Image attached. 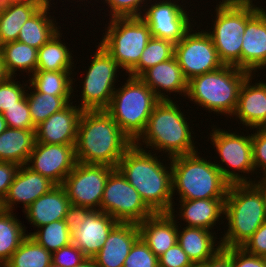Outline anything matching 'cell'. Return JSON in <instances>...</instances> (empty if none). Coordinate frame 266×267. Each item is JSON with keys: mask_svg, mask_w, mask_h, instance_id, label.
I'll return each mask as SVG.
<instances>
[{"mask_svg": "<svg viewBox=\"0 0 266 267\" xmlns=\"http://www.w3.org/2000/svg\"><path fill=\"white\" fill-rule=\"evenodd\" d=\"M133 143L117 165V169L138 191L154 213H169L174 206L171 161L160 162L159 156ZM168 166V167H167Z\"/></svg>", "mask_w": 266, "mask_h": 267, "instance_id": "6da1fadb", "label": "cell"}, {"mask_svg": "<svg viewBox=\"0 0 266 267\" xmlns=\"http://www.w3.org/2000/svg\"><path fill=\"white\" fill-rule=\"evenodd\" d=\"M132 144L105 110H83L75 145L77 162L116 168Z\"/></svg>", "mask_w": 266, "mask_h": 267, "instance_id": "7a4b0ae2", "label": "cell"}, {"mask_svg": "<svg viewBox=\"0 0 266 267\" xmlns=\"http://www.w3.org/2000/svg\"><path fill=\"white\" fill-rule=\"evenodd\" d=\"M228 229L219 240L225 248L242 247L266 221L265 180L230 184L224 204Z\"/></svg>", "mask_w": 266, "mask_h": 267, "instance_id": "3957f363", "label": "cell"}, {"mask_svg": "<svg viewBox=\"0 0 266 267\" xmlns=\"http://www.w3.org/2000/svg\"><path fill=\"white\" fill-rule=\"evenodd\" d=\"M175 103L173 100H161L155 106L144 132L134 142L138 147L146 145L143 149L163 151L167 158L197 152L186 115Z\"/></svg>", "mask_w": 266, "mask_h": 267, "instance_id": "277c9868", "label": "cell"}, {"mask_svg": "<svg viewBox=\"0 0 266 267\" xmlns=\"http://www.w3.org/2000/svg\"><path fill=\"white\" fill-rule=\"evenodd\" d=\"M192 154L176 156L171 161L172 194L180 200L226 198L229 183L212 161Z\"/></svg>", "mask_w": 266, "mask_h": 267, "instance_id": "5b68a950", "label": "cell"}, {"mask_svg": "<svg viewBox=\"0 0 266 267\" xmlns=\"http://www.w3.org/2000/svg\"><path fill=\"white\" fill-rule=\"evenodd\" d=\"M249 74L235 66L223 65L190 79L186 97L208 112L232 117L241 85Z\"/></svg>", "mask_w": 266, "mask_h": 267, "instance_id": "8992f818", "label": "cell"}, {"mask_svg": "<svg viewBox=\"0 0 266 267\" xmlns=\"http://www.w3.org/2000/svg\"><path fill=\"white\" fill-rule=\"evenodd\" d=\"M160 101L139 77L128 76L124 85L114 91L105 111L134 143L144 132L153 109Z\"/></svg>", "mask_w": 266, "mask_h": 267, "instance_id": "52a82bcc", "label": "cell"}, {"mask_svg": "<svg viewBox=\"0 0 266 267\" xmlns=\"http://www.w3.org/2000/svg\"><path fill=\"white\" fill-rule=\"evenodd\" d=\"M99 44L129 73L138 63L142 52L150 40L149 26L141 17L109 18Z\"/></svg>", "mask_w": 266, "mask_h": 267, "instance_id": "ba28073f", "label": "cell"}, {"mask_svg": "<svg viewBox=\"0 0 266 267\" xmlns=\"http://www.w3.org/2000/svg\"><path fill=\"white\" fill-rule=\"evenodd\" d=\"M216 5L213 31H207L224 65L241 69V49L246 28V0H222Z\"/></svg>", "mask_w": 266, "mask_h": 267, "instance_id": "9c48e42d", "label": "cell"}, {"mask_svg": "<svg viewBox=\"0 0 266 267\" xmlns=\"http://www.w3.org/2000/svg\"><path fill=\"white\" fill-rule=\"evenodd\" d=\"M214 127L210 132L209 138L213 148H216V153L221 159V164L214 161L215 165L221 171L222 176L229 184H241V183H256L255 178L252 180L250 177H246L250 173H256L253 165L252 155V133L236 134L235 132L225 131V129H217ZM217 163V164H216ZM224 165L226 166H222ZM227 167V169H226ZM230 168V169H229ZM231 169H234L231 171ZM238 171V172H236ZM255 171V172H254ZM243 173V174H240ZM242 175V176H241ZM249 179V180H248Z\"/></svg>", "mask_w": 266, "mask_h": 267, "instance_id": "30bf717a", "label": "cell"}, {"mask_svg": "<svg viewBox=\"0 0 266 267\" xmlns=\"http://www.w3.org/2000/svg\"><path fill=\"white\" fill-rule=\"evenodd\" d=\"M100 210L118 223L139 224L154 214L117 168L106 181Z\"/></svg>", "mask_w": 266, "mask_h": 267, "instance_id": "8fae6325", "label": "cell"}, {"mask_svg": "<svg viewBox=\"0 0 266 267\" xmlns=\"http://www.w3.org/2000/svg\"><path fill=\"white\" fill-rule=\"evenodd\" d=\"M91 58L84 81L81 82L82 99L78 106L82 110H105L116 90L117 72L121 68L100 44Z\"/></svg>", "mask_w": 266, "mask_h": 267, "instance_id": "7c38bea8", "label": "cell"}, {"mask_svg": "<svg viewBox=\"0 0 266 267\" xmlns=\"http://www.w3.org/2000/svg\"><path fill=\"white\" fill-rule=\"evenodd\" d=\"M115 168L77 162L61 186L74 211L100 210L106 181Z\"/></svg>", "mask_w": 266, "mask_h": 267, "instance_id": "4fadbf2b", "label": "cell"}, {"mask_svg": "<svg viewBox=\"0 0 266 267\" xmlns=\"http://www.w3.org/2000/svg\"><path fill=\"white\" fill-rule=\"evenodd\" d=\"M200 30L197 32L192 27L175 44L174 56L188 81L195 76L214 71L224 65L218 57L209 34L204 29Z\"/></svg>", "mask_w": 266, "mask_h": 267, "instance_id": "5bb4252c", "label": "cell"}, {"mask_svg": "<svg viewBox=\"0 0 266 267\" xmlns=\"http://www.w3.org/2000/svg\"><path fill=\"white\" fill-rule=\"evenodd\" d=\"M159 1H153V4L150 1L151 6L146 5L141 18L149 26L151 36L176 44L194 27L192 19L184 10L186 6L179 4L178 0Z\"/></svg>", "mask_w": 266, "mask_h": 267, "instance_id": "9a60e30c", "label": "cell"}, {"mask_svg": "<svg viewBox=\"0 0 266 267\" xmlns=\"http://www.w3.org/2000/svg\"><path fill=\"white\" fill-rule=\"evenodd\" d=\"M71 224V242L87 258H93L118 222L101 210H77L74 211Z\"/></svg>", "mask_w": 266, "mask_h": 267, "instance_id": "2e32d148", "label": "cell"}, {"mask_svg": "<svg viewBox=\"0 0 266 267\" xmlns=\"http://www.w3.org/2000/svg\"><path fill=\"white\" fill-rule=\"evenodd\" d=\"M266 68V10L246 0V28L241 49V69L253 74Z\"/></svg>", "mask_w": 266, "mask_h": 267, "instance_id": "e0dca14e", "label": "cell"}, {"mask_svg": "<svg viewBox=\"0 0 266 267\" xmlns=\"http://www.w3.org/2000/svg\"><path fill=\"white\" fill-rule=\"evenodd\" d=\"M76 163L75 145L36 142L26 166L61 185Z\"/></svg>", "mask_w": 266, "mask_h": 267, "instance_id": "ac0fdd59", "label": "cell"}, {"mask_svg": "<svg viewBox=\"0 0 266 267\" xmlns=\"http://www.w3.org/2000/svg\"><path fill=\"white\" fill-rule=\"evenodd\" d=\"M72 103L36 126V142L76 145L78 123L83 110Z\"/></svg>", "mask_w": 266, "mask_h": 267, "instance_id": "d6986e66", "label": "cell"}, {"mask_svg": "<svg viewBox=\"0 0 266 267\" xmlns=\"http://www.w3.org/2000/svg\"><path fill=\"white\" fill-rule=\"evenodd\" d=\"M256 75L249 74L241 85L235 112L236 120L239 118L242 126L249 129L266 127V82L252 83ZM251 82V83H250ZM252 84V85H251Z\"/></svg>", "mask_w": 266, "mask_h": 267, "instance_id": "ffe728a7", "label": "cell"}, {"mask_svg": "<svg viewBox=\"0 0 266 267\" xmlns=\"http://www.w3.org/2000/svg\"><path fill=\"white\" fill-rule=\"evenodd\" d=\"M54 186L56 185L52 181L32 171L26 165L19 166L8 193L2 201L3 210L13 212L14 205L19 202L23 203V210H25Z\"/></svg>", "mask_w": 266, "mask_h": 267, "instance_id": "44dd1931", "label": "cell"}, {"mask_svg": "<svg viewBox=\"0 0 266 267\" xmlns=\"http://www.w3.org/2000/svg\"><path fill=\"white\" fill-rule=\"evenodd\" d=\"M26 219L36 228L53 221L72 219L74 210L61 185L54 186L23 211Z\"/></svg>", "mask_w": 266, "mask_h": 267, "instance_id": "7402d4cb", "label": "cell"}, {"mask_svg": "<svg viewBox=\"0 0 266 267\" xmlns=\"http://www.w3.org/2000/svg\"><path fill=\"white\" fill-rule=\"evenodd\" d=\"M140 237L138 224L118 223L93 257L97 267H123L131 247Z\"/></svg>", "mask_w": 266, "mask_h": 267, "instance_id": "603a6c76", "label": "cell"}, {"mask_svg": "<svg viewBox=\"0 0 266 267\" xmlns=\"http://www.w3.org/2000/svg\"><path fill=\"white\" fill-rule=\"evenodd\" d=\"M139 78L150 87L160 100H172L166 95V93L171 95L172 92L186 96L188 80L175 56L149 68Z\"/></svg>", "mask_w": 266, "mask_h": 267, "instance_id": "cb8c5ba5", "label": "cell"}, {"mask_svg": "<svg viewBox=\"0 0 266 267\" xmlns=\"http://www.w3.org/2000/svg\"><path fill=\"white\" fill-rule=\"evenodd\" d=\"M176 221L170 213H154L138 224L140 237L157 257L177 243Z\"/></svg>", "mask_w": 266, "mask_h": 267, "instance_id": "d4e9b609", "label": "cell"}, {"mask_svg": "<svg viewBox=\"0 0 266 267\" xmlns=\"http://www.w3.org/2000/svg\"><path fill=\"white\" fill-rule=\"evenodd\" d=\"M225 199L179 200V212L175 211L173 206L169 213L173 218H181L186 222L187 227H197L212 231V229H215L213 226L218 223L219 219L222 220L224 218ZM175 212L178 213L179 217H176L177 214H174Z\"/></svg>", "mask_w": 266, "mask_h": 267, "instance_id": "484cf974", "label": "cell"}, {"mask_svg": "<svg viewBox=\"0 0 266 267\" xmlns=\"http://www.w3.org/2000/svg\"><path fill=\"white\" fill-rule=\"evenodd\" d=\"M179 225L177 242L193 264L204 263L222 247L221 242L216 240L219 239L214 235L216 232L187 226L182 228L181 231Z\"/></svg>", "mask_w": 266, "mask_h": 267, "instance_id": "4316f807", "label": "cell"}, {"mask_svg": "<svg viewBox=\"0 0 266 267\" xmlns=\"http://www.w3.org/2000/svg\"><path fill=\"white\" fill-rule=\"evenodd\" d=\"M35 143V130L7 127L0 134V161L26 165Z\"/></svg>", "mask_w": 266, "mask_h": 267, "instance_id": "83f0119b", "label": "cell"}, {"mask_svg": "<svg viewBox=\"0 0 266 267\" xmlns=\"http://www.w3.org/2000/svg\"><path fill=\"white\" fill-rule=\"evenodd\" d=\"M47 2H11L0 7V44L17 41L23 24Z\"/></svg>", "mask_w": 266, "mask_h": 267, "instance_id": "f1b7e54d", "label": "cell"}, {"mask_svg": "<svg viewBox=\"0 0 266 267\" xmlns=\"http://www.w3.org/2000/svg\"><path fill=\"white\" fill-rule=\"evenodd\" d=\"M50 5V1L44 4L23 24L18 41L39 49L59 31L61 26L58 28L54 16L49 15Z\"/></svg>", "mask_w": 266, "mask_h": 267, "instance_id": "f546056e", "label": "cell"}, {"mask_svg": "<svg viewBox=\"0 0 266 267\" xmlns=\"http://www.w3.org/2000/svg\"><path fill=\"white\" fill-rule=\"evenodd\" d=\"M59 30L47 43L38 49L36 70L42 71H74V59L66 43L62 42ZM74 67V68H73Z\"/></svg>", "mask_w": 266, "mask_h": 267, "instance_id": "4dcf8cb0", "label": "cell"}, {"mask_svg": "<svg viewBox=\"0 0 266 267\" xmlns=\"http://www.w3.org/2000/svg\"><path fill=\"white\" fill-rule=\"evenodd\" d=\"M2 60L8 76L14 77L15 72H26L30 76L37 68L38 49L20 41H12L1 45Z\"/></svg>", "mask_w": 266, "mask_h": 267, "instance_id": "1f68e13d", "label": "cell"}, {"mask_svg": "<svg viewBox=\"0 0 266 267\" xmlns=\"http://www.w3.org/2000/svg\"><path fill=\"white\" fill-rule=\"evenodd\" d=\"M14 211L0 212V266L3 267L28 236L25 226L17 219Z\"/></svg>", "mask_w": 266, "mask_h": 267, "instance_id": "d6a6232c", "label": "cell"}, {"mask_svg": "<svg viewBox=\"0 0 266 267\" xmlns=\"http://www.w3.org/2000/svg\"><path fill=\"white\" fill-rule=\"evenodd\" d=\"M72 74H74L72 71L36 70L27 81L35 91L40 93L53 96H74L72 93L75 90L73 85L76 80Z\"/></svg>", "mask_w": 266, "mask_h": 267, "instance_id": "836d02e7", "label": "cell"}, {"mask_svg": "<svg viewBox=\"0 0 266 267\" xmlns=\"http://www.w3.org/2000/svg\"><path fill=\"white\" fill-rule=\"evenodd\" d=\"M28 89H31L30 93H28ZM28 89L26 90V98L29 104L31 120L35 127L44 122L52 114L65 108L73 100V96H53L47 93H40L35 91L31 86Z\"/></svg>", "mask_w": 266, "mask_h": 267, "instance_id": "e575fe53", "label": "cell"}, {"mask_svg": "<svg viewBox=\"0 0 266 267\" xmlns=\"http://www.w3.org/2000/svg\"><path fill=\"white\" fill-rule=\"evenodd\" d=\"M52 253L27 236L3 267H51Z\"/></svg>", "mask_w": 266, "mask_h": 267, "instance_id": "d590c367", "label": "cell"}, {"mask_svg": "<svg viewBox=\"0 0 266 267\" xmlns=\"http://www.w3.org/2000/svg\"><path fill=\"white\" fill-rule=\"evenodd\" d=\"M71 226V219L53 221L50 224L37 228L35 232H30L28 235L39 245L53 253L72 243Z\"/></svg>", "mask_w": 266, "mask_h": 267, "instance_id": "8d00e7d4", "label": "cell"}, {"mask_svg": "<svg viewBox=\"0 0 266 267\" xmlns=\"http://www.w3.org/2000/svg\"><path fill=\"white\" fill-rule=\"evenodd\" d=\"M174 53V43L152 36L142 52L139 63L127 75L140 77L149 68L173 58Z\"/></svg>", "mask_w": 266, "mask_h": 267, "instance_id": "74e56055", "label": "cell"}, {"mask_svg": "<svg viewBox=\"0 0 266 267\" xmlns=\"http://www.w3.org/2000/svg\"><path fill=\"white\" fill-rule=\"evenodd\" d=\"M2 115L6 120L7 127L30 130L36 128L31 120L26 94L17 102V105L5 110Z\"/></svg>", "mask_w": 266, "mask_h": 267, "instance_id": "f35d334b", "label": "cell"}, {"mask_svg": "<svg viewBox=\"0 0 266 267\" xmlns=\"http://www.w3.org/2000/svg\"><path fill=\"white\" fill-rule=\"evenodd\" d=\"M123 267H159L158 257L139 237L131 247Z\"/></svg>", "mask_w": 266, "mask_h": 267, "instance_id": "ab89813d", "label": "cell"}, {"mask_svg": "<svg viewBox=\"0 0 266 267\" xmlns=\"http://www.w3.org/2000/svg\"><path fill=\"white\" fill-rule=\"evenodd\" d=\"M14 77L9 76L3 82L0 83V113L2 114L5 110L11 108L14 105H17V102L26 94V84L23 81H15ZM19 82V83H18Z\"/></svg>", "mask_w": 266, "mask_h": 267, "instance_id": "60d3db41", "label": "cell"}, {"mask_svg": "<svg viewBox=\"0 0 266 267\" xmlns=\"http://www.w3.org/2000/svg\"><path fill=\"white\" fill-rule=\"evenodd\" d=\"M109 11L110 18H119V17H141L143 14L145 6L152 0H104ZM144 4V5H143ZM146 4V5H145ZM142 7V8H141ZM144 7V8H143Z\"/></svg>", "mask_w": 266, "mask_h": 267, "instance_id": "b9f144b4", "label": "cell"}, {"mask_svg": "<svg viewBox=\"0 0 266 267\" xmlns=\"http://www.w3.org/2000/svg\"><path fill=\"white\" fill-rule=\"evenodd\" d=\"M255 129L252 134L253 165L255 170H262L263 177L259 178L266 180V127Z\"/></svg>", "mask_w": 266, "mask_h": 267, "instance_id": "7bdbcfd3", "label": "cell"}, {"mask_svg": "<svg viewBox=\"0 0 266 267\" xmlns=\"http://www.w3.org/2000/svg\"><path fill=\"white\" fill-rule=\"evenodd\" d=\"M87 257L73 243L52 253V265L59 267H74L81 264Z\"/></svg>", "mask_w": 266, "mask_h": 267, "instance_id": "ee69618b", "label": "cell"}, {"mask_svg": "<svg viewBox=\"0 0 266 267\" xmlns=\"http://www.w3.org/2000/svg\"><path fill=\"white\" fill-rule=\"evenodd\" d=\"M159 267H190L193 265L178 242L158 257Z\"/></svg>", "mask_w": 266, "mask_h": 267, "instance_id": "f6af8a7d", "label": "cell"}, {"mask_svg": "<svg viewBox=\"0 0 266 267\" xmlns=\"http://www.w3.org/2000/svg\"><path fill=\"white\" fill-rule=\"evenodd\" d=\"M232 267H266V257L250 254L242 247H232Z\"/></svg>", "mask_w": 266, "mask_h": 267, "instance_id": "bcb514c9", "label": "cell"}, {"mask_svg": "<svg viewBox=\"0 0 266 267\" xmlns=\"http://www.w3.org/2000/svg\"><path fill=\"white\" fill-rule=\"evenodd\" d=\"M242 248L250 254L266 257V221L246 241Z\"/></svg>", "mask_w": 266, "mask_h": 267, "instance_id": "7dc6e473", "label": "cell"}, {"mask_svg": "<svg viewBox=\"0 0 266 267\" xmlns=\"http://www.w3.org/2000/svg\"><path fill=\"white\" fill-rule=\"evenodd\" d=\"M19 169V165L13 162L0 161V200L6 197L9 187Z\"/></svg>", "mask_w": 266, "mask_h": 267, "instance_id": "c3c4849f", "label": "cell"}, {"mask_svg": "<svg viewBox=\"0 0 266 267\" xmlns=\"http://www.w3.org/2000/svg\"><path fill=\"white\" fill-rule=\"evenodd\" d=\"M202 267H232V248L220 247Z\"/></svg>", "mask_w": 266, "mask_h": 267, "instance_id": "681fc988", "label": "cell"}, {"mask_svg": "<svg viewBox=\"0 0 266 267\" xmlns=\"http://www.w3.org/2000/svg\"><path fill=\"white\" fill-rule=\"evenodd\" d=\"M7 77H9L5 71L4 63L2 60V54L0 52V83L3 82Z\"/></svg>", "mask_w": 266, "mask_h": 267, "instance_id": "f907efd6", "label": "cell"}, {"mask_svg": "<svg viewBox=\"0 0 266 267\" xmlns=\"http://www.w3.org/2000/svg\"><path fill=\"white\" fill-rule=\"evenodd\" d=\"M74 267H97L93 258H86L81 264Z\"/></svg>", "mask_w": 266, "mask_h": 267, "instance_id": "816d5d0a", "label": "cell"}, {"mask_svg": "<svg viewBox=\"0 0 266 267\" xmlns=\"http://www.w3.org/2000/svg\"><path fill=\"white\" fill-rule=\"evenodd\" d=\"M52 0H1L2 5L11 2H49Z\"/></svg>", "mask_w": 266, "mask_h": 267, "instance_id": "f5cc1de1", "label": "cell"}, {"mask_svg": "<svg viewBox=\"0 0 266 267\" xmlns=\"http://www.w3.org/2000/svg\"><path fill=\"white\" fill-rule=\"evenodd\" d=\"M7 128L6 120L4 119L3 115L0 113V134L5 131Z\"/></svg>", "mask_w": 266, "mask_h": 267, "instance_id": "db71d44e", "label": "cell"}, {"mask_svg": "<svg viewBox=\"0 0 266 267\" xmlns=\"http://www.w3.org/2000/svg\"><path fill=\"white\" fill-rule=\"evenodd\" d=\"M190 267H202V264H193L192 266Z\"/></svg>", "mask_w": 266, "mask_h": 267, "instance_id": "11a10c76", "label": "cell"}, {"mask_svg": "<svg viewBox=\"0 0 266 267\" xmlns=\"http://www.w3.org/2000/svg\"><path fill=\"white\" fill-rule=\"evenodd\" d=\"M3 211L2 201L0 200V212Z\"/></svg>", "mask_w": 266, "mask_h": 267, "instance_id": "9f6ffc18", "label": "cell"}, {"mask_svg": "<svg viewBox=\"0 0 266 267\" xmlns=\"http://www.w3.org/2000/svg\"><path fill=\"white\" fill-rule=\"evenodd\" d=\"M265 202H266V180H265Z\"/></svg>", "mask_w": 266, "mask_h": 267, "instance_id": "6f0895ef", "label": "cell"}]
</instances>
